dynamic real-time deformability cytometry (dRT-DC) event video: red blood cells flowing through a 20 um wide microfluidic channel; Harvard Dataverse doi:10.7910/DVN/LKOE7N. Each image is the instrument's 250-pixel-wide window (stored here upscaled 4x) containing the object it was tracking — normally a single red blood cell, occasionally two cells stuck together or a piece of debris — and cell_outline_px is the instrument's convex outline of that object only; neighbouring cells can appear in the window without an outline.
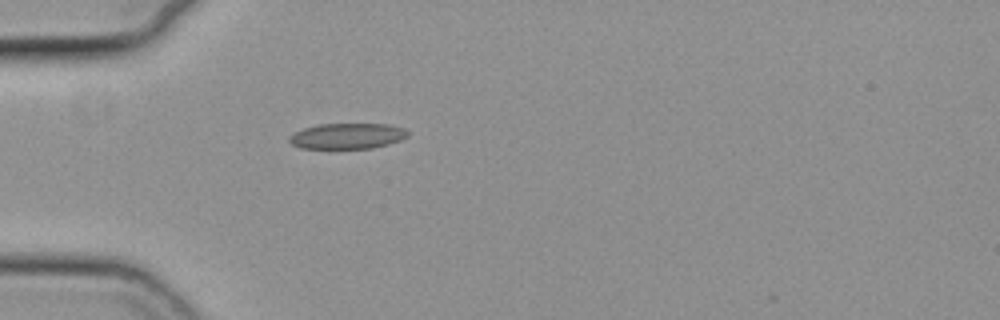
{"species": "common noctule bat (a hibernating species)", "species_latin": "Nyctalus noctula", "temperature_condition": "cold", "stored_images_in_passage": 3, "camera_frame_rate_fps": 3000, "um_per_image_px": 0.085, "animal": {"sex": "female", "body_mass_g": 19.3, "forearm_length_mm": 54.1}, "frame": {"image": 1, "passage_image": 1, "time_ms": 0.0, "image_size_px": [1000, 320], "cell_outline_px": [[408, 136], [400, 140], [388, 144], [372, 148], [300, 148], [292, 144], [288, 140], [288, 136], [304, 128], [320, 124], [388, 124], [404, 128], [408, 132]], "centroid_in_image_um": [29.52, 11.56], "position_along_channel_um": 55.5, "area_um2": 17.63}}